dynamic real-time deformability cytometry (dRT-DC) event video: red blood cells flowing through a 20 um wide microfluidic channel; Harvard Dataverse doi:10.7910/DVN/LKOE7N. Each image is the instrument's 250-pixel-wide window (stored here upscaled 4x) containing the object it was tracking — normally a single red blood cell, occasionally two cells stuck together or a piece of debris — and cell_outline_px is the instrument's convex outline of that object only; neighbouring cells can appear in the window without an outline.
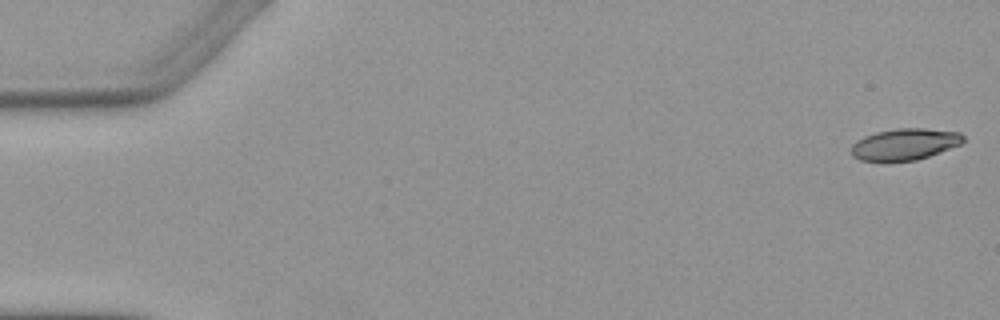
{"species": "Egyptian fruit bat (a non-hibernating species)", "species_latin": "Rousettus aegyptiacus", "temperature_condition": "warm", "stored_images_in_passage": 5, "camera_frame_rate_fps": 3000, "um_per_image_px": 0.085, "animal": {"sex": "female"}, "frame": {"image": 1, "passage_image": 1, "time_ms": 0.0, "image_size_px": [1000, 320], "cell_outline_px": [[964, 140], [960, 144], [928, 156], [916, 160], [888, 164], [884, 164], [860, 160], [852, 156], [852, 144], [864, 136], [876, 132], [900, 128], [924, 128], [960, 132], [964, 136]], "centroid_in_image_um": [76.85, 12.3], "position_along_channel_um": 8.2, "area_um2": 21.04}}
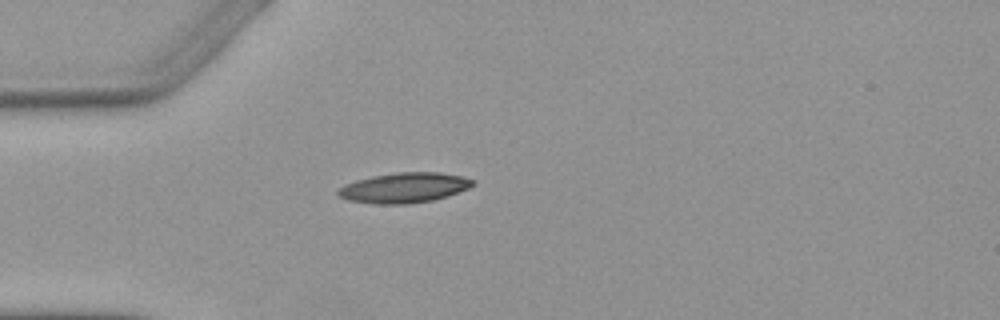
{"frame": {"image": 2, "passage_image": 5, "time_ms": 4.667, "image_size_px": [1000, 320], "cell_outline_px": [[472, 184], [468, 188], [448, 196], [432, 200], [408, 204], [376, 204], [348, 200], [336, 196], [336, 192], [344, 184], [356, 180], [372, 176], [396, 172], [440, 172], [460, 176], [472, 180]], "centroid_in_image_um": [34.29, 15.96], "position_along_channel_um": 50.7, "area_um2": 23.58}}